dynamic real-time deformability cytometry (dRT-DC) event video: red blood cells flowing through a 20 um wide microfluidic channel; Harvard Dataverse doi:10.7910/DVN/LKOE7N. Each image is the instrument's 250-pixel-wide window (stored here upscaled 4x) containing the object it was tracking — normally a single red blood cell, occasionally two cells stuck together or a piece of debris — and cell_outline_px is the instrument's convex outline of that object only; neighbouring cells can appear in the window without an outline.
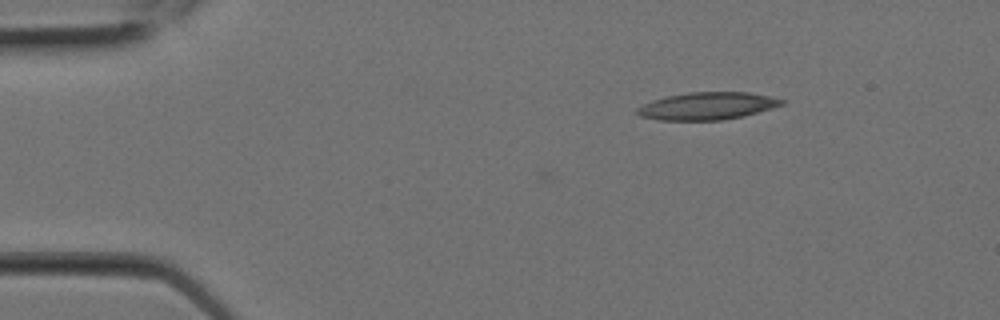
{"species": "Egyptian fruit bat (a non-hibernating species)", "species_latin": "Rousettus aegyptiacus", "temperature_condition": "room temperature", "stored_images_in_passage": 4, "camera_frame_rate_fps": 3000, "um_per_image_px": 0.085, "animal": {"sex": "female"}, "frame": {"image": 1, "passage_image": 4, "time_ms": 1.0, "image_size_px": [1000, 320], "cell_outline_px": [[788, 100], [784, 104], [772, 108], [744, 116], [720, 120], [660, 120], [640, 116], [636, 112], [636, 108], [652, 100], [668, 96], [688, 92], [748, 92]], "centroid_in_image_um": [60.14, 9.0], "position_along_channel_um": 24.9, "area_um2": 23.06}}